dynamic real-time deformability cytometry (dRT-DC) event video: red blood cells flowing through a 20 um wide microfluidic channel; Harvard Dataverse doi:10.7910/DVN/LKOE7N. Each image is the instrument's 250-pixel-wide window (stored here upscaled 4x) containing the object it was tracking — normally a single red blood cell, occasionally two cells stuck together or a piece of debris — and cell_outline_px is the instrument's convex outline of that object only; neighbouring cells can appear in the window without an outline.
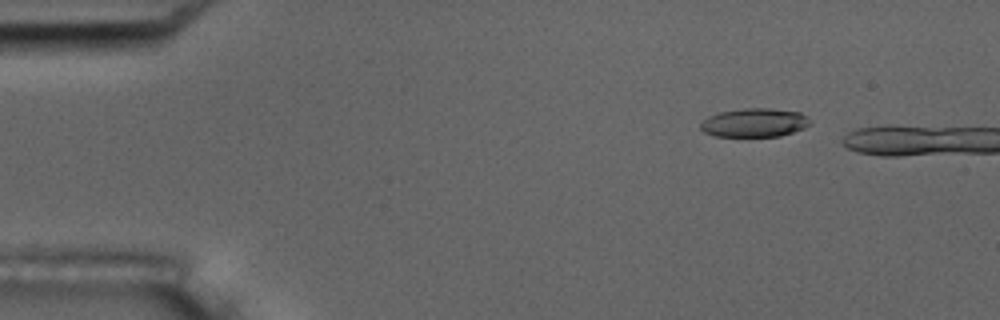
{"species": "common noctule bat (a hibernating species)", "species_latin": "Nyctalus noctula", "temperature_condition": "room temperature", "stored_images_in_passage": 6, "camera_frame_rate_fps": 3000, "um_per_image_px": 0.085, "animal": {"sex": "male", "body_mass_g": 17.5, "forearm_length_mm": 52.3}, "frame": {"image": 1, "passage_image": 2, "time_ms": 1.0, "image_size_px": [1000, 320], "cell_outline_px": [[808, 124], [804, 128], [780, 136], [716, 136], [704, 132], [700, 128], [700, 124], [708, 116], [720, 112], [744, 108], [768, 108], [800, 112], [808, 120]], "centroid_in_image_um": [64.08, 10.42], "position_along_channel_um": 20.9, "area_um2": 18.03}}